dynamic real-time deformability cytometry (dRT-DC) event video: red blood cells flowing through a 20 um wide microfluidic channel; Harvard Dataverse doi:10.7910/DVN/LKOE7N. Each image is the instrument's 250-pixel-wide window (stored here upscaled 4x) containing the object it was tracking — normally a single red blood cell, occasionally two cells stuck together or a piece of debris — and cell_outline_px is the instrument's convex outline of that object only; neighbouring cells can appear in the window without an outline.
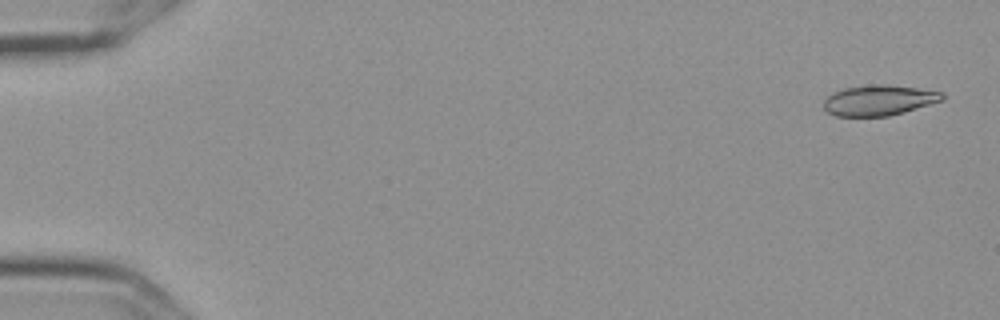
{"species": "Egyptian fruit bat (a non-hibernating species)", "species_latin": "Rousettus aegyptiacus", "temperature_condition": "cold", "stored_images_in_passage": 6, "camera_frame_rate_fps": 3000, "um_per_image_px": 0.085, "frame": {"image": 1, "passage_image": 1, "time_ms": 0.0, "image_size_px": [1000, 320], "cell_outline_px": [[944, 100], [904, 112], [888, 116], [836, 116], [828, 112], [824, 108], [824, 100], [832, 92], [844, 88], [868, 84], [884, 84], [916, 88], [944, 92]], "centroid_in_image_um": [74.71, 8.51], "position_along_channel_um": 10.3, "area_um2": 21.1}}
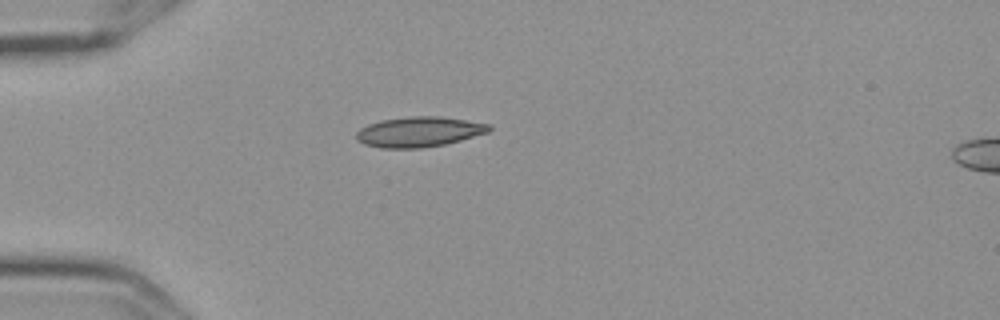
{"frame": {"image": 2, "passage_image": 5, "time_ms": 1.333, "image_size_px": [1000, 320], "cell_outline_px": [[492, 128], [488, 132], [460, 140], [444, 144], [420, 148], [380, 148], [364, 144], [356, 140], [356, 132], [360, 128], [368, 124], [380, 120], [412, 116], [440, 116], [492, 124]], "centroid_in_image_um": [35.6, 11.2], "position_along_channel_um": 49.4, "area_um2": 23.41}}